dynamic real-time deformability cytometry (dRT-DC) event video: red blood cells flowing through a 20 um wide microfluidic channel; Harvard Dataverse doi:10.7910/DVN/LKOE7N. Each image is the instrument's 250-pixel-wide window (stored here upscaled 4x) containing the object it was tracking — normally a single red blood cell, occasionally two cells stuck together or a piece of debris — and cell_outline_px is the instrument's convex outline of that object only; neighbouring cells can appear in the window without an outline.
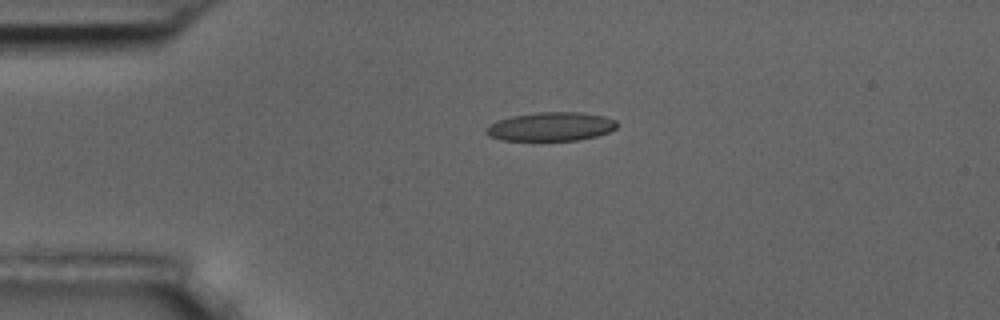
{"species": "common noctule bat (a hibernating species)", "species_latin": "Nyctalus noctula", "temperature_condition": "room temperature", "stored_images_in_passage": 4, "camera_frame_rate_fps": 3000, "um_per_image_px": 0.085, "animal": {"sex": "male", "body_mass_g": 17.5, "forearm_length_mm": 52.3}, "frame": {"image": 1, "passage_image": 3, "time_ms": 3.0, "image_size_px": [1000, 320], "cell_outline_px": [[620, 124], [616, 128], [608, 132], [596, 136], [580, 140], [500, 140], [488, 136], [484, 132], [484, 128], [488, 124], [496, 120], [512, 116], [540, 112], [580, 112], [604, 116], [616, 120]], "centroid_in_image_um": [46.8, 10.76], "position_along_channel_um": 38.2, "area_um2": 22.2}}